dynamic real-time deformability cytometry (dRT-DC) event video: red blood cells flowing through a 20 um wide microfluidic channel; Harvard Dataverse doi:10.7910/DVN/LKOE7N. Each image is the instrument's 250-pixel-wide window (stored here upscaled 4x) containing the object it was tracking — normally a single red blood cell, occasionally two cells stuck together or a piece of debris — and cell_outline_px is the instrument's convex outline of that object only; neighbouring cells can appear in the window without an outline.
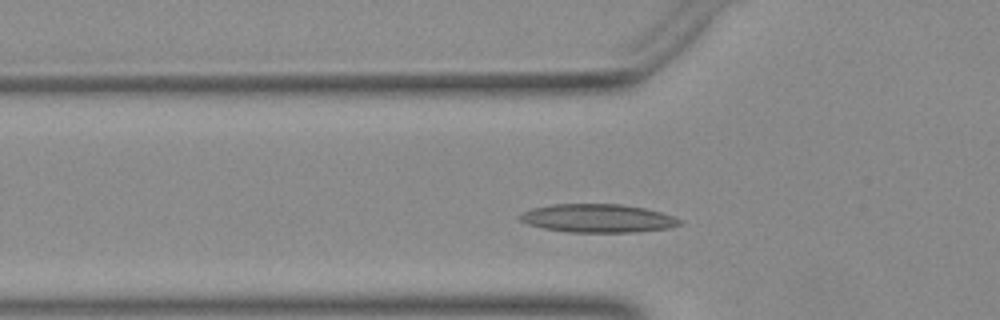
{"species": "Egyptian fruit bat (a non-hibernating species)", "species_latin": "Rousettus aegyptiacus", "temperature_condition": "warm", "stored_images_in_passage": 33, "camera_frame_rate_fps": 3000, "um_per_image_px": 0.085, "animal": {"sex": "female"}, "frame": {"image": 1, "passage_image": 7, "time_ms": 2.0, "image_size_px": [1000, 320], "cell_outline_px": [[684, 224], [668, 228], [636, 232], [568, 232], [544, 228], [528, 224], [520, 220], [516, 216], [524, 212], [536, 208], [552, 204], [620, 204], [644, 208], [660, 212], [684, 220]], "centroid_in_image_um": [50.85, 18.56], "position_along_channel_um": 74.9, "area_um2": 26.36}}
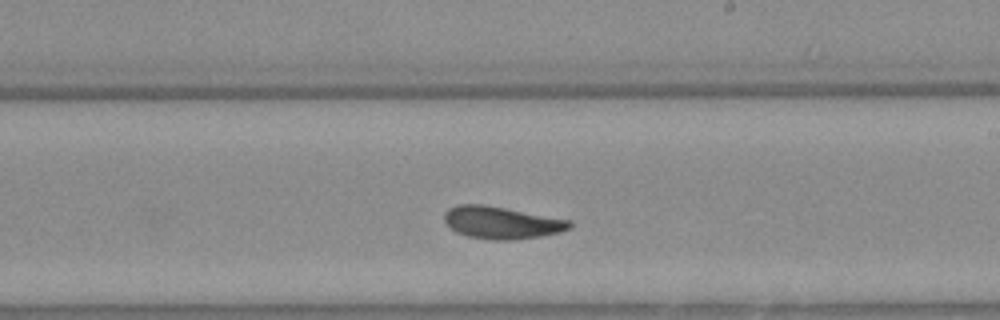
{"frame": {"image": 2, "passage_image": 20, "time_ms": 6.333, "image_size_px": [1000, 320], "cell_outline_px": [[572, 224], [568, 228], [560, 232], [540, 236], [516, 240], [488, 240], [468, 236], [456, 232], [444, 220], [444, 212], [448, 208], [460, 204], [484, 204], [572, 220]], "centroid_in_image_um": [42.63, 18.92], "position_along_channel_um": 246.4, "area_um2": 23.64}}
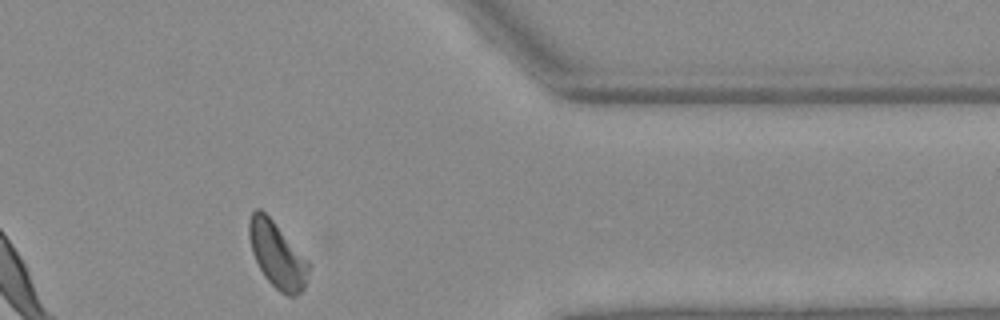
{"frame": {"image": 3, "passage_image": 32, "time_ms": 10.333, "image_size_px": [1000, 320], "cell_outline_px": [[308, 272], [304, 288], [296, 296], [288, 296], [280, 292], [264, 276], [252, 252], [248, 236], [248, 220], [252, 212], [256, 208], [260, 208], [272, 220], [308, 260]], "centroid_in_image_um": [23.53, 21.66], "position_along_channel_um": 387.9, "area_um2": 22.54}}